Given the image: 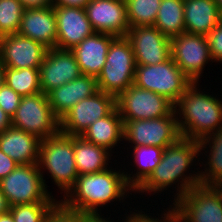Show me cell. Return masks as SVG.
Segmentation results:
<instances>
[{"mask_svg": "<svg viewBox=\"0 0 222 222\" xmlns=\"http://www.w3.org/2000/svg\"><path fill=\"white\" fill-rule=\"evenodd\" d=\"M200 156V141L180 137L175 143L164 148L160 163L134 193L142 195L145 192V195L149 193L148 196H154L175 186L176 192L172 195L174 199L170 204L172 205V202L177 201L191 188L201 185V169L195 167L200 166L197 164L202 158ZM193 168L194 171L191 170Z\"/></svg>", "mask_w": 222, "mask_h": 222, "instance_id": "6da1fadb", "label": "cell"}, {"mask_svg": "<svg viewBox=\"0 0 222 222\" xmlns=\"http://www.w3.org/2000/svg\"><path fill=\"white\" fill-rule=\"evenodd\" d=\"M116 168L79 175L75 185L59 201L66 208L84 214H102V207L114 204L111 202H126L134 190L126 182L124 169Z\"/></svg>", "mask_w": 222, "mask_h": 222, "instance_id": "7a4b0ae2", "label": "cell"}, {"mask_svg": "<svg viewBox=\"0 0 222 222\" xmlns=\"http://www.w3.org/2000/svg\"><path fill=\"white\" fill-rule=\"evenodd\" d=\"M199 85L192 83L186 89L174 111L181 137L201 141L222 129V100Z\"/></svg>", "mask_w": 222, "mask_h": 222, "instance_id": "3957f363", "label": "cell"}, {"mask_svg": "<svg viewBox=\"0 0 222 222\" xmlns=\"http://www.w3.org/2000/svg\"><path fill=\"white\" fill-rule=\"evenodd\" d=\"M38 167L46 190L49 186L44 179L45 171L53 184L62 191L60 195L64 193L62 195L65 196L79 177L74 158V136L59 132L41 140Z\"/></svg>", "mask_w": 222, "mask_h": 222, "instance_id": "277c9868", "label": "cell"}, {"mask_svg": "<svg viewBox=\"0 0 222 222\" xmlns=\"http://www.w3.org/2000/svg\"><path fill=\"white\" fill-rule=\"evenodd\" d=\"M135 70L130 41L126 36L116 37L109 46L105 65L97 77L98 89L117 98L133 84Z\"/></svg>", "mask_w": 222, "mask_h": 222, "instance_id": "5b68a950", "label": "cell"}, {"mask_svg": "<svg viewBox=\"0 0 222 222\" xmlns=\"http://www.w3.org/2000/svg\"><path fill=\"white\" fill-rule=\"evenodd\" d=\"M0 189L9 206L58 203L60 200L46 190L38 164H18L10 174L0 180Z\"/></svg>", "mask_w": 222, "mask_h": 222, "instance_id": "8992f818", "label": "cell"}, {"mask_svg": "<svg viewBox=\"0 0 222 222\" xmlns=\"http://www.w3.org/2000/svg\"><path fill=\"white\" fill-rule=\"evenodd\" d=\"M193 82L170 57L156 65H136L133 84L163 95L175 104Z\"/></svg>", "mask_w": 222, "mask_h": 222, "instance_id": "52a82bcc", "label": "cell"}, {"mask_svg": "<svg viewBox=\"0 0 222 222\" xmlns=\"http://www.w3.org/2000/svg\"><path fill=\"white\" fill-rule=\"evenodd\" d=\"M12 127L33 134L40 140L60 132V119L53 113L47 94L23 96L11 118Z\"/></svg>", "mask_w": 222, "mask_h": 222, "instance_id": "ba28073f", "label": "cell"}, {"mask_svg": "<svg viewBox=\"0 0 222 222\" xmlns=\"http://www.w3.org/2000/svg\"><path fill=\"white\" fill-rule=\"evenodd\" d=\"M171 206L179 222H222V193L215 186L193 187Z\"/></svg>", "mask_w": 222, "mask_h": 222, "instance_id": "9c48e42d", "label": "cell"}, {"mask_svg": "<svg viewBox=\"0 0 222 222\" xmlns=\"http://www.w3.org/2000/svg\"><path fill=\"white\" fill-rule=\"evenodd\" d=\"M123 123V141L127 143L126 146L131 144L129 146L148 145L165 148L181 137L174 110L166 117Z\"/></svg>", "mask_w": 222, "mask_h": 222, "instance_id": "30bf717a", "label": "cell"}, {"mask_svg": "<svg viewBox=\"0 0 222 222\" xmlns=\"http://www.w3.org/2000/svg\"><path fill=\"white\" fill-rule=\"evenodd\" d=\"M116 108L123 121H134L166 117L174 104L163 95L132 84L116 98Z\"/></svg>", "mask_w": 222, "mask_h": 222, "instance_id": "8fae6325", "label": "cell"}, {"mask_svg": "<svg viewBox=\"0 0 222 222\" xmlns=\"http://www.w3.org/2000/svg\"><path fill=\"white\" fill-rule=\"evenodd\" d=\"M170 41L173 61L193 83H200L206 64L213 63L206 36L185 32Z\"/></svg>", "mask_w": 222, "mask_h": 222, "instance_id": "7c38bea8", "label": "cell"}, {"mask_svg": "<svg viewBox=\"0 0 222 222\" xmlns=\"http://www.w3.org/2000/svg\"><path fill=\"white\" fill-rule=\"evenodd\" d=\"M116 108V98L98 91L76 103L61 119L60 132L81 136L96 120L109 115Z\"/></svg>", "mask_w": 222, "mask_h": 222, "instance_id": "4fadbf2b", "label": "cell"}, {"mask_svg": "<svg viewBox=\"0 0 222 222\" xmlns=\"http://www.w3.org/2000/svg\"><path fill=\"white\" fill-rule=\"evenodd\" d=\"M126 38L131 43L136 65H156L171 57L170 38L154 26L131 27Z\"/></svg>", "mask_w": 222, "mask_h": 222, "instance_id": "5bb4252c", "label": "cell"}, {"mask_svg": "<svg viewBox=\"0 0 222 222\" xmlns=\"http://www.w3.org/2000/svg\"><path fill=\"white\" fill-rule=\"evenodd\" d=\"M48 49L18 33L0 37V60L6 68H39Z\"/></svg>", "mask_w": 222, "mask_h": 222, "instance_id": "9a60e30c", "label": "cell"}, {"mask_svg": "<svg viewBox=\"0 0 222 222\" xmlns=\"http://www.w3.org/2000/svg\"><path fill=\"white\" fill-rule=\"evenodd\" d=\"M84 9L95 32L124 37L129 31L125 0H90Z\"/></svg>", "mask_w": 222, "mask_h": 222, "instance_id": "2e32d148", "label": "cell"}, {"mask_svg": "<svg viewBox=\"0 0 222 222\" xmlns=\"http://www.w3.org/2000/svg\"><path fill=\"white\" fill-rule=\"evenodd\" d=\"M82 75L71 50L48 49L39 67L41 92L47 94Z\"/></svg>", "mask_w": 222, "mask_h": 222, "instance_id": "e0dca14e", "label": "cell"}, {"mask_svg": "<svg viewBox=\"0 0 222 222\" xmlns=\"http://www.w3.org/2000/svg\"><path fill=\"white\" fill-rule=\"evenodd\" d=\"M56 15V48L71 50L86 37L95 33L84 8L54 6Z\"/></svg>", "mask_w": 222, "mask_h": 222, "instance_id": "ac0fdd59", "label": "cell"}, {"mask_svg": "<svg viewBox=\"0 0 222 222\" xmlns=\"http://www.w3.org/2000/svg\"><path fill=\"white\" fill-rule=\"evenodd\" d=\"M18 34L41 43L47 49L56 48L57 27L54 6L25 9Z\"/></svg>", "mask_w": 222, "mask_h": 222, "instance_id": "d6986e66", "label": "cell"}, {"mask_svg": "<svg viewBox=\"0 0 222 222\" xmlns=\"http://www.w3.org/2000/svg\"><path fill=\"white\" fill-rule=\"evenodd\" d=\"M115 38L111 34L95 32L71 49L82 75L95 78L99 76L105 65L109 46Z\"/></svg>", "mask_w": 222, "mask_h": 222, "instance_id": "ffe728a7", "label": "cell"}, {"mask_svg": "<svg viewBox=\"0 0 222 222\" xmlns=\"http://www.w3.org/2000/svg\"><path fill=\"white\" fill-rule=\"evenodd\" d=\"M97 78L81 75L47 93L53 113L61 119L76 103L98 92Z\"/></svg>", "mask_w": 222, "mask_h": 222, "instance_id": "44dd1931", "label": "cell"}, {"mask_svg": "<svg viewBox=\"0 0 222 222\" xmlns=\"http://www.w3.org/2000/svg\"><path fill=\"white\" fill-rule=\"evenodd\" d=\"M41 140L33 134L9 127L0 133V150L20 164H38Z\"/></svg>", "mask_w": 222, "mask_h": 222, "instance_id": "7402d4cb", "label": "cell"}, {"mask_svg": "<svg viewBox=\"0 0 222 222\" xmlns=\"http://www.w3.org/2000/svg\"><path fill=\"white\" fill-rule=\"evenodd\" d=\"M185 32L206 36L222 21V11L213 0H184Z\"/></svg>", "mask_w": 222, "mask_h": 222, "instance_id": "603a6c76", "label": "cell"}, {"mask_svg": "<svg viewBox=\"0 0 222 222\" xmlns=\"http://www.w3.org/2000/svg\"><path fill=\"white\" fill-rule=\"evenodd\" d=\"M123 131V120L117 108H115L109 115L92 123L81 137L90 143L104 147L111 153H115V147L121 146L119 145L121 142L125 143L123 141Z\"/></svg>", "mask_w": 222, "mask_h": 222, "instance_id": "cb8c5ba5", "label": "cell"}, {"mask_svg": "<svg viewBox=\"0 0 222 222\" xmlns=\"http://www.w3.org/2000/svg\"><path fill=\"white\" fill-rule=\"evenodd\" d=\"M128 149H131L130 151H132L131 154H129L130 152H126L128 153L126 156L127 158H129V155H132V161L129 159L130 162L128 167L130 165L132 166L133 164V168L130 169L132 170L131 173H129L130 171H124V174L126 182L135 191L151 175L152 171L160 163L164 148L158 146L141 145L129 146L127 151H129Z\"/></svg>", "mask_w": 222, "mask_h": 222, "instance_id": "d4e9b609", "label": "cell"}, {"mask_svg": "<svg viewBox=\"0 0 222 222\" xmlns=\"http://www.w3.org/2000/svg\"><path fill=\"white\" fill-rule=\"evenodd\" d=\"M200 154L206 157L198 163L205 168L200 170L201 185L215 186L222 180V129L200 141Z\"/></svg>", "mask_w": 222, "mask_h": 222, "instance_id": "484cf974", "label": "cell"}, {"mask_svg": "<svg viewBox=\"0 0 222 222\" xmlns=\"http://www.w3.org/2000/svg\"><path fill=\"white\" fill-rule=\"evenodd\" d=\"M112 153L93 143L74 136V158L79 175L98 173L108 169Z\"/></svg>", "mask_w": 222, "mask_h": 222, "instance_id": "4316f807", "label": "cell"}, {"mask_svg": "<svg viewBox=\"0 0 222 222\" xmlns=\"http://www.w3.org/2000/svg\"><path fill=\"white\" fill-rule=\"evenodd\" d=\"M153 26L169 38L185 33L184 0H161Z\"/></svg>", "mask_w": 222, "mask_h": 222, "instance_id": "83f0119b", "label": "cell"}, {"mask_svg": "<svg viewBox=\"0 0 222 222\" xmlns=\"http://www.w3.org/2000/svg\"><path fill=\"white\" fill-rule=\"evenodd\" d=\"M4 83L22 97L41 92L39 68H5Z\"/></svg>", "mask_w": 222, "mask_h": 222, "instance_id": "f1b7e54d", "label": "cell"}, {"mask_svg": "<svg viewBox=\"0 0 222 222\" xmlns=\"http://www.w3.org/2000/svg\"><path fill=\"white\" fill-rule=\"evenodd\" d=\"M125 3L130 28L154 25L161 0H125Z\"/></svg>", "mask_w": 222, "mask_h": 222, "instance_id": "f546056e", "label": "cell"}, {"mask_svg": "<svg viewBox=\"0 0 222 222\" xmlns=\"http://www.w3.org/2000/svg\"><path fill=\"white\" fill-rule=\"evenodd\" d=\"M24 10L19 0H0V37L18 33Z\"/></svg>", "mask_w": 222, "mask_h": 222, "instance_id": "4dcf8cb0", "label": "cell"}, {"mask_svg": "<svg viewBox=\"0 0 222 222\" xmlns=\"http://www.w3.org/2000/svg\"><path fill=\"white\" fill-rule=\"evenodd\" d=\"M57 203L16 204L10 206L15 222H46L48 214Z\"/></svg>", "mask_w": 222, "mask_h": 222, "instance_id": "1f68e13d", "label": "cell"}, {"mask_svg": "<svg viewBox=\"0 0 222 222\" xmlns=\"http://www.w3.org/2000/svg\"><path fill=\"white\" fill-rule=\"evenodd\" d=\"M129 208H130V213L127 214V222H179L177 213L171 205H169V207L166 208L167 210L162 211L163 213H161V215L157 214L156 216L158 217H156L155 214L151 216L150 213H145V211L143 212L142 211L143 209H141L140 207H139L140 210H136L138 209L137 206L134 208L130 206ZM131 209L132 211L133 210L134 211L132 212Z\"/></svg>", "mask_w": 222, "mask_h": 222, "instance_id": "d6a6232c", "label": "cell"}, {"mask_svg": "<svg viewBox=\"0 0 222 222\" xmlns=\"http://www.w3.org/2000/svg\"><path fill=\"white\" fill-rule=\"evenodd\" d=\"M22 96L17 94L13 89L3 83L0 86V107L8 114L11 118L15 114L18 108Z\"/></svg>", "mask_w": 222, "mask_h": 222, "instance_id": "836d02e7", "label": "cell"}, {"mask_svg": "<svg viewBox=\"0 0 222 222\" xmlns=\"http://www.w3.org/2000/svg\"><path fill=\"white\" fill-rule=\"evenodd\" d=\"M213 63L222 64V21L206 35Z\"/></svg>", "mask_w": 222, "mask_h": 222, "instance_id": "e575fe53", "label": "cell"}, {"mask_svg": "<svg viewBox=\"0 0 222 222\" xmlns=\"http://www.w3.org/2000/svg\"><path fill=\"white\" fill-rule=\"evenodd\" d=\"M46 222H81V213L66 208L59 201L48 214Z\"/></svg>", "mask_w": 222, "mask_h": 222, "instance_id": "d590c367", "label": "cell"}, {"mask_svg": "<svg viewBox=\"0 0 222 222\" xmlns=\"http://www.w3.org/2000/svg\"><path fill=\"white\" fill-rule=\"evenodd\" d=\"M18 163L0 150V180L10 174Z\"/></svg>", "mask_w": 222, "mask_h": 222, "instance_id": "8d00e7d4", "label": "cell"}, {"mask_svg": "<svg viewBox=\"0 0 222 222\" xmlns=\"http://www.w3.org/2000/svg\"><path fill=\"white\" fill-rule=\"evenodd\" d=\"M126 214H124L122 220H120L121 222H127V213H129L128 211L126 212ZM111 215L106 218L101 214H84L81 213V222H114L115 220L110 219Z\"/></svg>", "mask_w": 222, "mask_h": 222, "instance_id": "74e56055", "label": "cell"}, {"mask_svg": "<svg viewBox=\"0 0 222 222\" xmlns=\"http://www.w3.org/2000/svg\"><path fill=\"white\" fill-rule=\"evenodd\" d=\"M24 9L43 8L53 6V0H19Z\"/></svg>", "mask_w": 222, "mask_h": 222, "instance_id": "f35d334b", "label": "cell"}, {"mask_svg": "<svg viewBox=\"0 0 222 222\" xmlns=\"http://www.w3.org/2000/svg\"><path fill=\"white\" fill-rule=\"evenodd\" d=\"M90 0H53V6H69L84 8Z\"/></svg>", "mask_w": 222, "mask_h": 222, "instance_id": "ab89813d", "label": "cell"}, {"mask_svg": "<svg viewBox=\"0 0 222 222\" xmlns=\"http://www.w3.org/2000/svg\"><path fill=\"white\" fill-rule=\"evenodd\" d=\"M12 126L11 117L0 107V133Z\"/></svg>", "mask_w": 222, "mask_h": 222, "instance_id": "60d3db41", "label": "cell"}, {"mask_svg": "<svg viewBox=\"0 0 222 222\" xmlns=\"http://www.w3.org/2000/svg\"><path fill=\"white\" fill-rule=\"evenodd\" d=\"M9 209H10V206H9L7 200L5 199L4 194L1 192V189H0V214L8 212Z\"/></svg>", "mask_w": 222, "mask_h": 222, "instance_id": "b9f144b4", "label": "cell"}, {"mask_svg": "<svg viewBox=\"0 0 222 222\" xmlns=\"http://www.w3.org/2000/svg\"><path fill=\"white\" fill-rule=\"evenodd\" d=\"M0 222H15L10 211L0 214Z\"/></svg>", "mask_w": 222, "mask_h": 222, "instance_id": "7bdbcfd3", "label": "cell"}, {"mask_svg": "<svg viewBox=\"0 0 222 222\" xmlns=\"http://www.w3.org/2000/svg\"><path fill=\"white\" fill-rule=\"evenodd\" d=\"M5 66L0 60V86L4 83V72H5Z\"/></svg>", "mask_w": 222, "mask_h": 222, "instance_id": "ee69618b", "label": "cell"}, {"mask_svg": "<svg viewBox=\"0 0 222 222\" xmlns=\"http://www.w3.org/2000/svg\"><path fill=\"white\" fill-rule=\"evenodd\" d=\"M213 1L217 4L218 8L222 11V0H213Z\"/></svg>", "mask_w": 222, "mask_h": 222, "instance_id": "f6af8a7d", "label": "cell"}, {"mask_svg": "<svg viewBox=\"0 0 222 222\" xmlns=\"http://www.w3.org/2000/svg\"><path fill=\"white\" fill-rule=\"evenodd\" d=\"M215 187L222 193V180L215 185Z\"/></svg>", "mask_w": 222, "mask_h": 222, "instance_id": "bcb514c9", "label": "cell"}]
</instances>
